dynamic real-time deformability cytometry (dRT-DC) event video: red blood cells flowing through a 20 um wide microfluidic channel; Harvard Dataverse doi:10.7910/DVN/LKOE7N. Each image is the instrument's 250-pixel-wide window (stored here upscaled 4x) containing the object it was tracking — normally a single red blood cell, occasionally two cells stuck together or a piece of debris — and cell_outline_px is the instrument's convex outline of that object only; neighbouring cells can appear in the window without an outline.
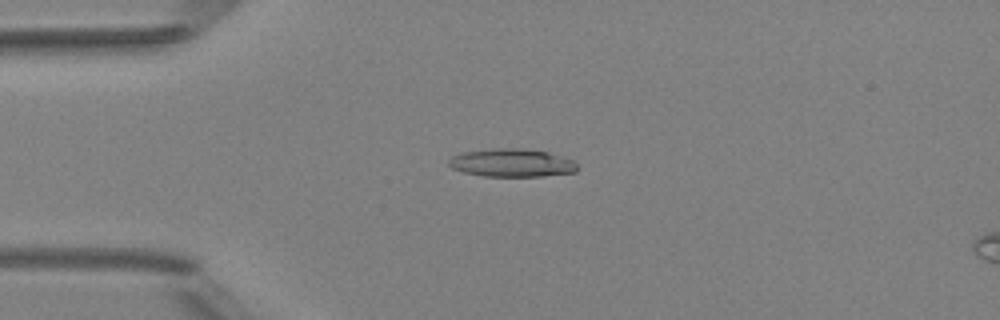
{"species": "Egyptian fruit bat (a non-hibernating species)", "species_latin": "Rousettus aegyptiacus", "temperature_condition": "room temperature", "stored_images_in_passage": 7, "camera_frame_rate_fps": 3000, "um_per_image_px": 0.085, "animal": {"sex": "female"}, "frame": {"image": 1, "passage_image": 3, "time_ms": 2.333, "image_size_px": [1000, 320], "cell_outline_px": [[576, 172], [544, 176], [484, 176], [464, 172], [452, 168], [448, 164], [448, 160], [452, 156], [464, 152], [492, 148], [520, 148], [548, 152], [572, 160], [576, 164]], "centroid_in_image_um": [43.48, 13.84], "position_along_channel_um": 41.5, "area_um2": 20.92}}
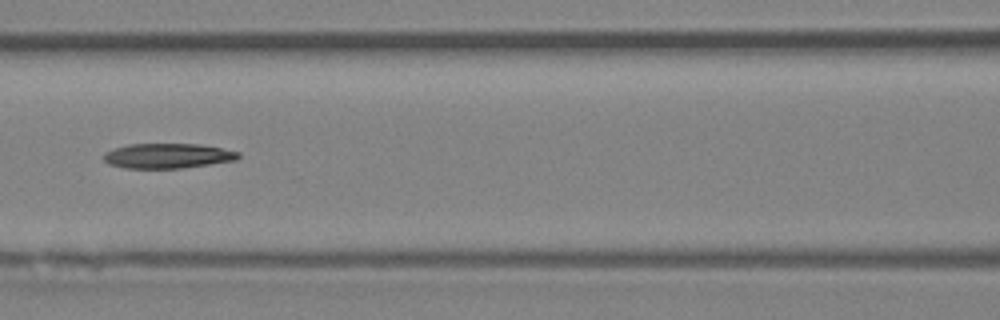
{"frame": {"image": 2, "passage_image": 6, "time_ms": 5.667, "image_size_px": [1000, 320], "cell_outline_px": [[240, 156], [236, 160], [180, 168], [124, 168], [108, 164], [104, 160], [104, 152], [128, 144], [200, 144], [240, 152]], "centroid_in_image_um": [14.23, 13.24], "position_along_channel_um": 152.4, "area_um2": 19.42}}
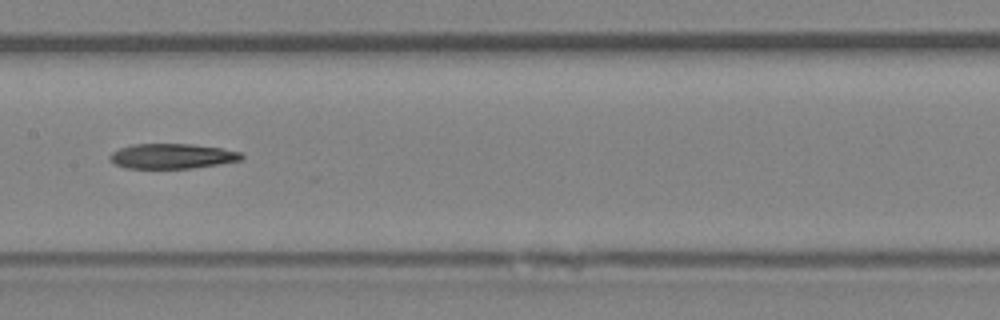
{"frame": {"image": 3, "passage_image": 7, "time_ms": 6.667, "image_size_px": [1000, 320], "cell_outline_px": [[244, 156], [240, 160], [192, 168], [128, 168], [116, 164], [108, 156], [112, 152], [120, 148], [132, 144], [192, 144], [220, 148], [240, 152]], "centroid_in_image_um": [14.61, 13.26], "position_along_channel_um": 192.8, "area_um2": 18.9}}